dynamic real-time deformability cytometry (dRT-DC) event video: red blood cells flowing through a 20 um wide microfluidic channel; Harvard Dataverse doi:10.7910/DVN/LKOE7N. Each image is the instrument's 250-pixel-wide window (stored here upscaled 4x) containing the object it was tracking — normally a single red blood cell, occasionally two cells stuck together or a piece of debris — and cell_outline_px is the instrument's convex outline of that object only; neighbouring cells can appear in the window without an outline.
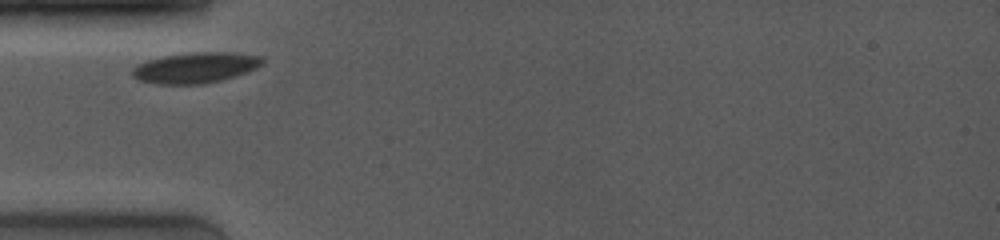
{"species": "common noctule bat (a hibernating species)", "species_latin": "Nyctalus noctula", "temperature_condition": "room temperature", "stored_images_in_passage": 3, "camera_frame_rate_fps": 4000, "um_per_image_px": 0.085, "animal": {"sex": "female", "body_mass_g": 19.0, "forearm_length_mm": 53.3}, "frame": {"image": 1, "passage_image": 1, "time_ms": 0.0, "image_size_px": [1000, 240], "cell_outline_px": [[264, 60], [256, 68], [220, 80], [204, 84], [160, 84], [140, 80], [132, 76], [132, 68], [148, 60], [164, 56], [192, 52], [232, 52], [264, 56]], "centroid_in_image_um": [16.62, 5.74], "position_along_channel_um": 68.4, "area_um2": 22.95}}